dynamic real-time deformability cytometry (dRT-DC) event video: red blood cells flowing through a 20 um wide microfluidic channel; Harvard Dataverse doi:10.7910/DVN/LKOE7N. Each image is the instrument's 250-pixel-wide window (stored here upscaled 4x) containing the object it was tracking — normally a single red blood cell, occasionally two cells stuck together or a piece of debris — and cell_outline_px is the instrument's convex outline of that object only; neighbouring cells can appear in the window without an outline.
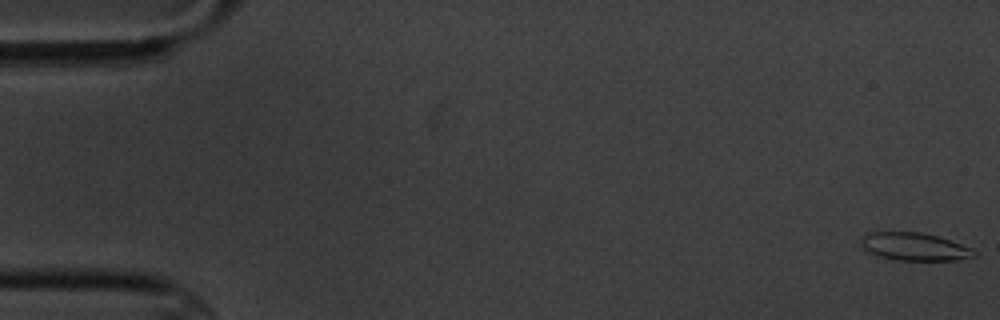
{"species": "common noctule bat (a hibernating species)", "species_latin": "Nyctalus noctula", "temperature_condition": "cold", "stored_images_in_passage": 10, "camera_frame_rate_fps": 3000, "um_per_image_px": 0.085, "animal": {"sex": "male", "body_mass_g": 20.1, "forearm_length_mm": 53.5}, "frame": {"image": 1, "passage_image": 1, "time_ms": 0.0, "image_size_px": [1000, 320], "cell_outline_px": [[976, 256], [960, 260], [896, 260], [876, 256], [864, 252], [860, 248], [860, 236], [868, 232], [920, 232], [936, 236], [972, 248], [976, 252]], "centroid_in_image_um": [77.62, 20.97], "position_along_channel_um": 7.4, "area_um2": 18.67}}
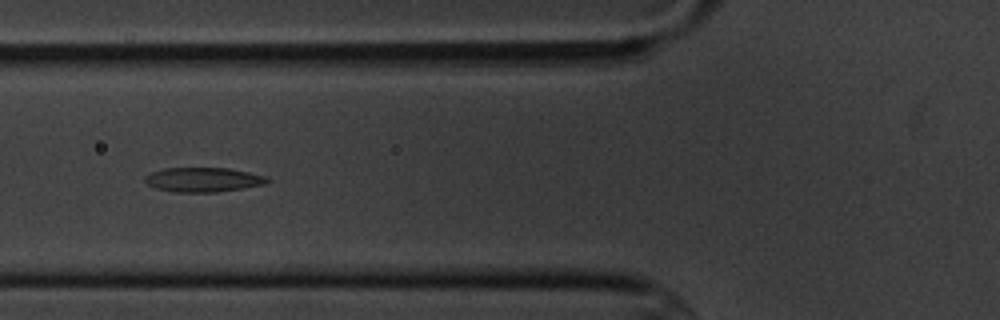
{"frame": {"image": 2, "passage_image": 7, "time_ms": 7.0, "image_size_px": [1000, 320], "cell_outline_px": [[268, 180], [264, 184], [216, 192], [172, 192], [156, 188], [148, 184], [144, 180], [144, 176], [152, 172], [164, 168], [228, 168], [248, 172], [264, 176]], "centroid_in_image_um": [17.2, 15.27], "position_along_channel_um": 108.6, "area_um2": 17.17}}
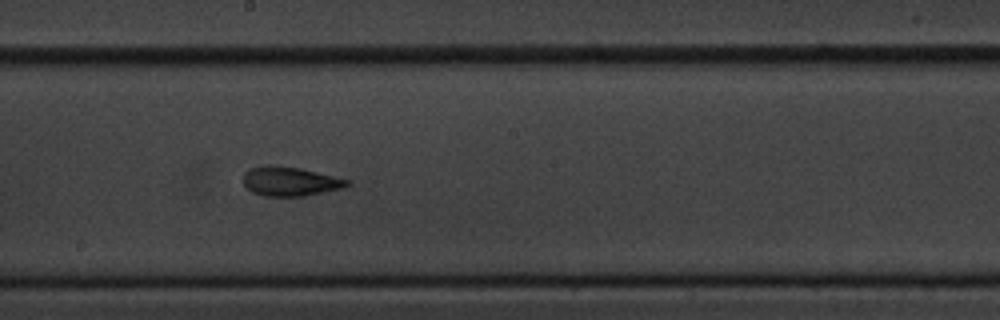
{"frame": {"image": 3, "passage_image": 10, "time_ms": 10.333, "image_size_px": [1000, 320], "cell_outline_px": [[352, 184], [340, 188], [304, 196], [264, 196], [252, 192], [244, 184], [244, 172], [248, 168], [264, 164], [268, 164], [300, 168], [348, 180]], "centroid_in_image_um": [24.59, 15.4], "position_along_channel_um": 223.6, "area_um2": 17.57}}